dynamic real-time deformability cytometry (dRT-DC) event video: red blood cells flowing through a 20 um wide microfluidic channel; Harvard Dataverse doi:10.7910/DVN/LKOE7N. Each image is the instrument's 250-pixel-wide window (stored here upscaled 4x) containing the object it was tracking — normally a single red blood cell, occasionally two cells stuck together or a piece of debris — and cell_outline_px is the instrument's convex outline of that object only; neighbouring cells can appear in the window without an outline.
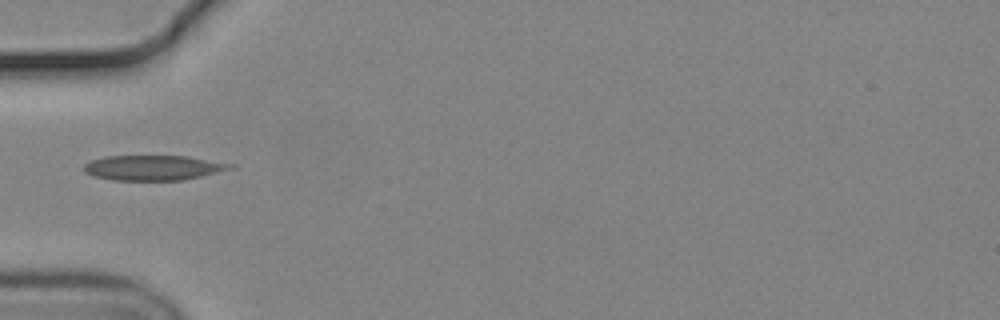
{"species": "common noctule bat (a hibernating species)", "species_latin": "Nyctalus noctula", "temperature_condition": "cold", "stored_images_in_passage": 9, "camera_frame_rate_fps": 3000, "um_per_image_px": 0.085, "animal": {"sex": "male", "body_mass_g": 19.2, "forearm_length_mm": 51.8}, "frame": {"image": 1, "passage_image": 1, "time_ms": 0.0, "image_size_px": [1000, 320], "cell_outline_px": [[236, 168], [200, 176], [180, 180], [112, 180], [92, 176], [84, 172], [84, 164], [92, 160], [104, 156], [188, 156], [236, 164]], "centroid_in_image_um": [13.04, 14.25], "position_along_channel_um": 72.0, "area_um2": 21.44}}
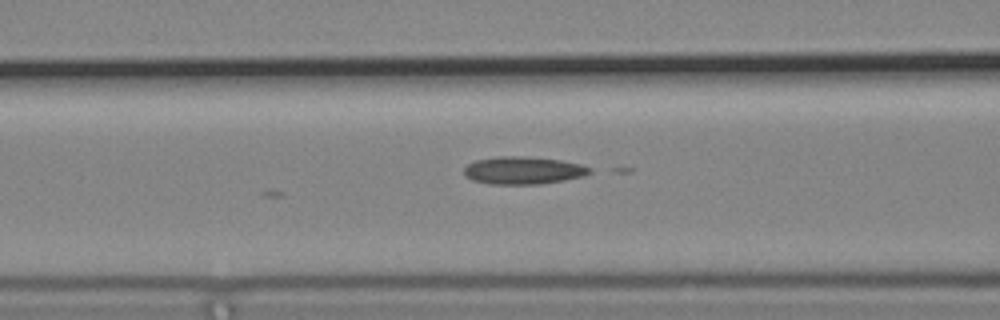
{"frame": {"image": 2, "passage_image": 5, "time_ms": 1.333, "image_size_px": [1000, 320], "cell_outline_px": [[592, 172], [584, 176], [564, 180], [540, 184], [492, 184], [472, 180], [464, 176], [464, 168], [468, 164], [476, 160], [496, 156], [524, 156], [560, 160], [580, 164], [592, 168]], "centroid_in_image_um": [44.47, 14.48], "position_along_channel_um": 122.1, "area_um2": 20.29}}
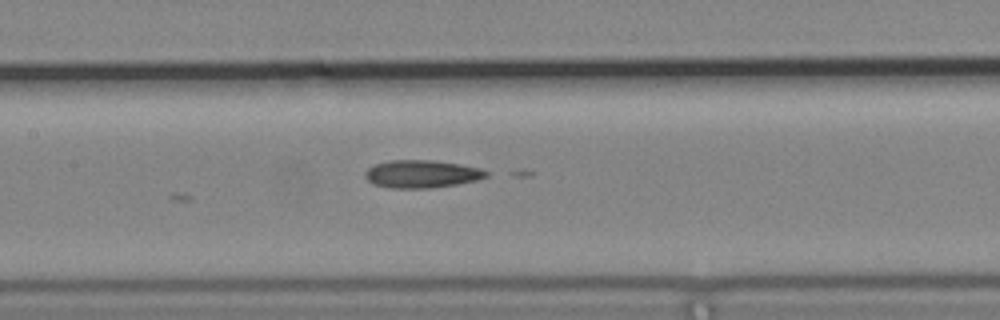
{"frame": {"image": 3, "passage_image": 9, "time_ms": 2.667, "image_size_px": [1000, 320], "cell_outline_px": [[488, 176], [476, 180], [456, 184], [428, 188], [388, 188], [372, 184], [364, 176], [364, 172], [368, 168], [376, 164], [388, 160], [432, 160], [460, 164], [480, 168], [488, 172]], "centroid_in_image_um": [35.81, 14.78], "position_along_channel_um": 171.6, "area_um2": 19.59}}